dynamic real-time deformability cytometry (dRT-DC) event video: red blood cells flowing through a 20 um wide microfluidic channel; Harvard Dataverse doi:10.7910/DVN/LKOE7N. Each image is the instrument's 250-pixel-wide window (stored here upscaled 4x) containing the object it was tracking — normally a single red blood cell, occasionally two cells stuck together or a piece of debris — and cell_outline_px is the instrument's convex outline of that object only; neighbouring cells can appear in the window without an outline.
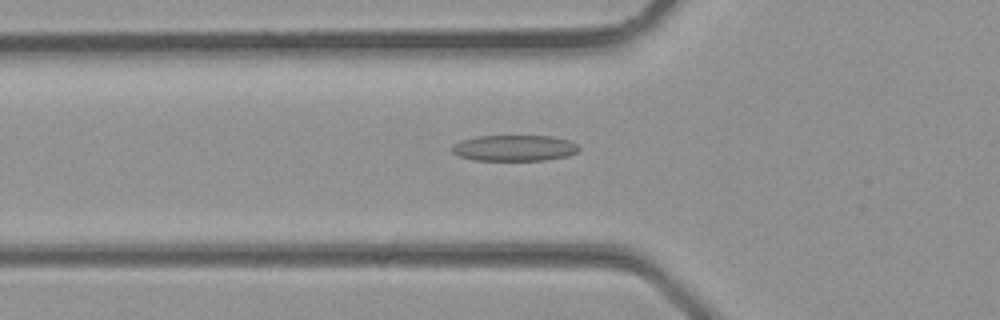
{"species": "common noctule bat (a hibernating species)", "species_latin": "Nyctalus noctula", "temperature_condition": "room temperature", "stored_images_in_passage": 36, "camera_frame_rate_fps": 3000, "um_per_image_px": 0.085, "animal": {"sex": "male", "body_mass_g": 23.1, "forearm_length_mm": 52.7}, "frame": {"image": 1, "passage_image": 13, "time_ms": 4.0, "image_size_px": [1000, 320], "cell_outline_px": [[580, 148], [576, 152], [568, 156], [544, 160], [472, 160], [460, 156], [452, 152], [452, 144], [460, 140], [476, 136], [552, 136], [572, 140]], "centroid_in_image_um": [43.72, 12.57], "position_along_channel_um": 82.1, "area_um2": 19.36}}
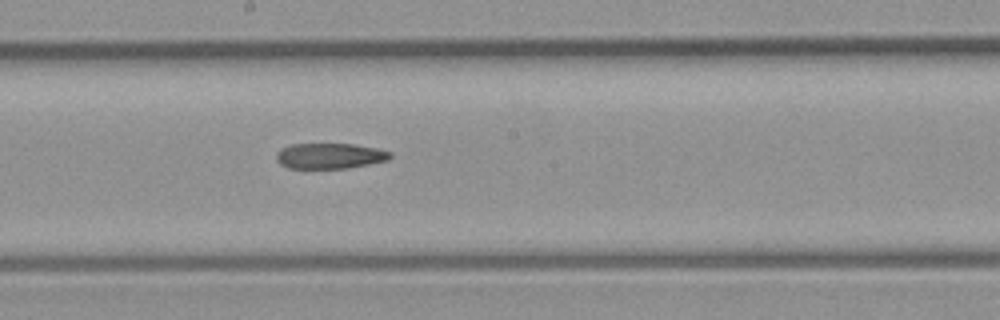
{"frame": {"image": 2, "passage_image": 20, "time_ms": 6.333, "image_size_px": [1000, 320], "cell_outline_px": [[392, 156], [388, 160], [348, 168], [288, 168], [280, 164], [276, 160], [276, 152], [280, 148], [292, 144], [352, 144], [376, 148], [392, 152]], "centroid_in_image_um": [28.01, 13.25], "position_along_channel_um": 220.2, "area_um2": 16.99}}
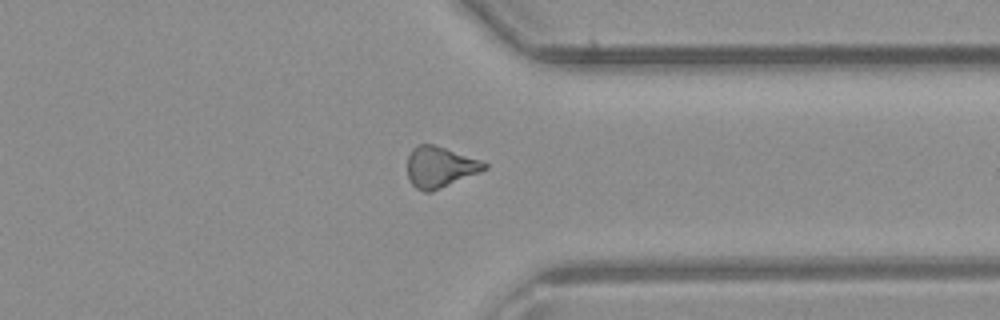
{"frame": {"image": 3, "passage_image": 28, "time_ms": 9.0, "image_size_px": [1000, 320], "cell_outline_px": [[488, 168], [480, 172], [432, 192], [424, 192], [416, 188], [408, 180], [408, 156], [412, 148], [416, 144], [432, 144], [480, 160], [488, 164]], "centroid_in_image_um": [37.37, 14.21], "position_along_channel_um": 374.0, "area_um2": 18.32}}